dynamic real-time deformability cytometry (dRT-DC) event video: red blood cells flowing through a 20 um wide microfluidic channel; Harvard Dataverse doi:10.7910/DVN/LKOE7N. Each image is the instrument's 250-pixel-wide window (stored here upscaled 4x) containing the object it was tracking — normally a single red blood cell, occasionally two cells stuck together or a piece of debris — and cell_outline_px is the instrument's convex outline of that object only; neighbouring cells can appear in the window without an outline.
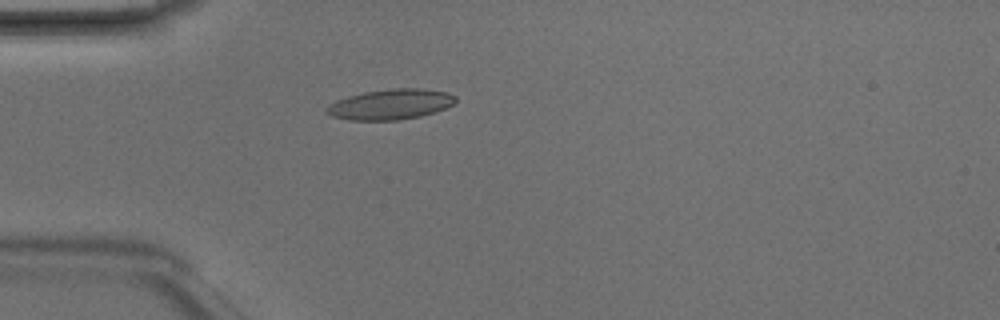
{"species": "Egyptian fruit bat (a non-hibernating species)", "species_latin": "Rousettus aegyptiacus", "temperature_condition": "room temperature", "stored_images_in_passage": 4, "camera_frame_rate_fps": 3000, "um_per_image_px": 0.085, "animal": {"sex": "male"}, "frame": {"image": 1, "passage_image": 4, "time_ms": 1.0, "image_size_px": [1000, 320], "cell_outline_px": [[456, 100], [452, 104], [444, 108], [420, 116], [396, 120], [348, 120], [332, 116], [324, 112], [324, 108], [328, 104], [336, 100], [348, 96], [364, 92], [392, 88], [420, 88], [448, 92], [456, 96]], "centroid_in_image_um": [33.14, 8.86], "position_along_channel_um": 51.9, "area_um2": 22.83}}